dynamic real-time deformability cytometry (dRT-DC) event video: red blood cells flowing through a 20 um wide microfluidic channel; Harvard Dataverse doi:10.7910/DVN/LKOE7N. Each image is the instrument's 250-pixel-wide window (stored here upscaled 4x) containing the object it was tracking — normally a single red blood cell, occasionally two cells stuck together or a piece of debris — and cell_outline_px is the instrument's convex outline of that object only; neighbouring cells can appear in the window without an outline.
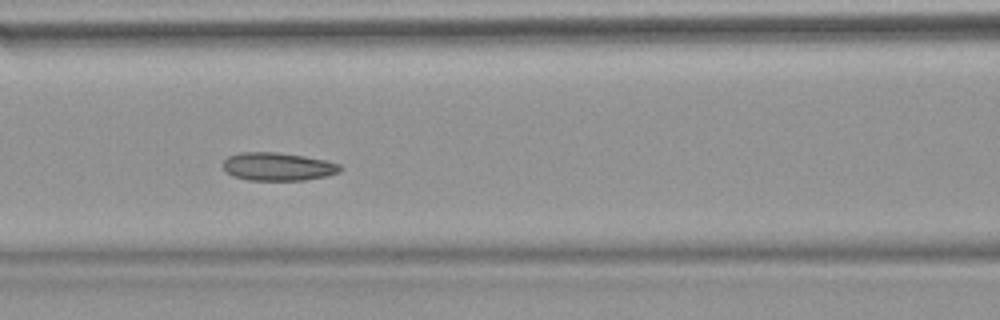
{"species": "common noctule bat (a hibernating species)", "species_latin": "Nyctalus noctula", "temperature_condition": "warm", "stored_images_in_passage": 54, "camera_frame_rate_fps": 3000, "um_per_image_px": 0.085, "animal": {"sex": "female", "body_mass_g": 18.4}, "frame": {"image": 1, "passage_image": 24, "time_ms": 7.667, "image_size_px": [1000, 320], "cell_outline_px": [[344, 168], [340, 172], [328, 176], [304, 180], [248, 180], [232, 176], [224, 168], [224, 160], [228, 156], [240, 152], [276, 152], [304, 156], [324, 160], [340, 164]], "centroid_in_image_um": [23.65, 14.16], "position_along_channel_um": 142.9, "area_um2": 19.25}, "authors_computed_cell_mechanics": {"area_um2": 19.9988, "velocity_mm_per_s": 3.7726, "shape_relaxation_time_tau1_ms": 7.8048, "shape_relaxation_time_tau2_ms": 2.282, "deformation_change_tau1": 0.1129, "deformation_change_tau2": 0.0725}}